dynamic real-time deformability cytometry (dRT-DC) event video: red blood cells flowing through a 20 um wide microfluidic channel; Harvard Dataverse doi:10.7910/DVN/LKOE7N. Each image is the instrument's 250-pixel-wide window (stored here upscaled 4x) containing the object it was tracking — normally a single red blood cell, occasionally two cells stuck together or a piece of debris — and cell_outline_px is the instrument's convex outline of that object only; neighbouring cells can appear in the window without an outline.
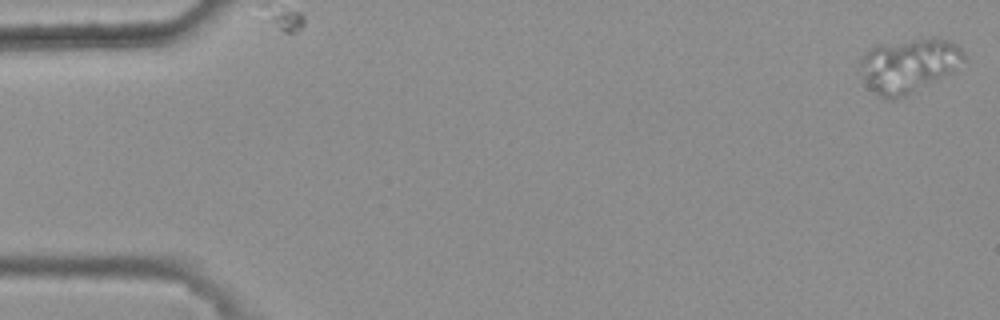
{"species": "common noctule bat (a hibernating species)", "species_latin": "Nyctalus noctula", "temperature_condition": "warm", "stored_images_in_passage": 3, "camera_frame_rate_fps": 3000, "um_per_image_px": 0.085, "animal": {"sex": "female", "body_mass_g": 25.1}, "frame": {"image": 1, "passage_image": 1, "time_ms": 0.0, "image_size_px": [1000, 320], "cell_outline_px": [[964, 60], [952, 72], [896, 100], [888, 100], [880, 96], [868, 88], [864, 80], [860, 64], [860, 60], [864, 52], [872, 44], [932, 36], [936, 36], [952, 40], [964, 52]], "centroid_in_image_um": [77.21, 5.5], "position_along_channel_um": 7.8, "area_um2": 33.29}}